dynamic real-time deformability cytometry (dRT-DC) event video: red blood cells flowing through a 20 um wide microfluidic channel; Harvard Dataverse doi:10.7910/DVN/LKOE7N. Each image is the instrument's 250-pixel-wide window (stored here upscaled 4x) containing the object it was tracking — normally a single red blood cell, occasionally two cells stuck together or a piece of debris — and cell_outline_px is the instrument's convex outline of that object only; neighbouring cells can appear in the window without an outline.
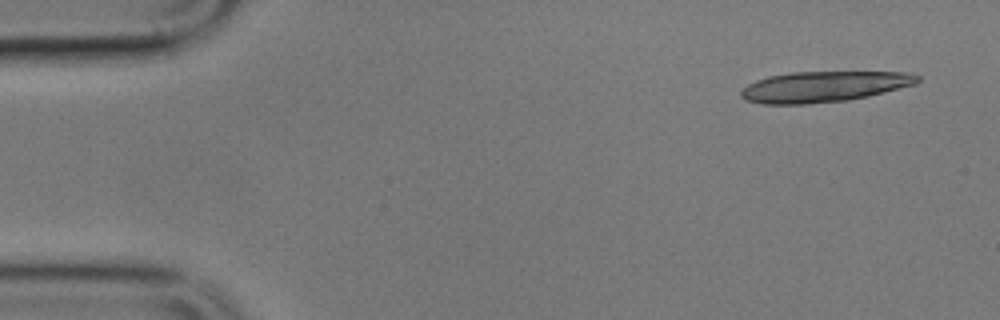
{"species": "common noctule bat (a hibernating species)", "species_latin": "Nyctalus noctula", "temperature_condition": "cold", "stored_images_in_passage": 4, "camera_frame_rate_fps": 3000, "um_per_image_px": 0.085, "animal": {"sex": "male", "body_mass_g": 17.9}, "frame": {"image": 1, "passage_image": 1, "time_ms": 0.0, "image_size_px": [1000, 320], "cell_outline_px": [[920, 80], [916, 84], [868, 96], [848, 100], [808, 104], [764, 104], [744, 100], [740, 96], [740, 92], [748, 84], [756, 80], [768, 76], [792, 72], [908, 72], [920, 76]], "centroid_in_image_um": [70.02, 7.36], "position_along_channel_um": 15.0, "area_um2": 31.67}}
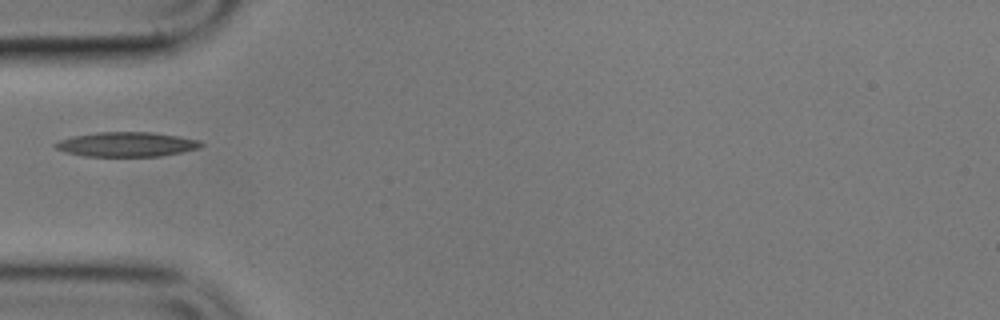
{"frame": {"image": 2, "passage_image": 4, "time_ms": 5.0, "image_size_px": [1000, 320], "cell_outline_px": [[204, 144], [200, 148], [160, 156], [84, 156], [64, 152], [56, 148], [52, 144], [60, 140], [72, 136], [96, 132], [152, 132], [200, 140]], "centroid_in_image_um": [10.73, 12.27], "position_along_channel_um": 74.3, "area_um2": 20.87}}